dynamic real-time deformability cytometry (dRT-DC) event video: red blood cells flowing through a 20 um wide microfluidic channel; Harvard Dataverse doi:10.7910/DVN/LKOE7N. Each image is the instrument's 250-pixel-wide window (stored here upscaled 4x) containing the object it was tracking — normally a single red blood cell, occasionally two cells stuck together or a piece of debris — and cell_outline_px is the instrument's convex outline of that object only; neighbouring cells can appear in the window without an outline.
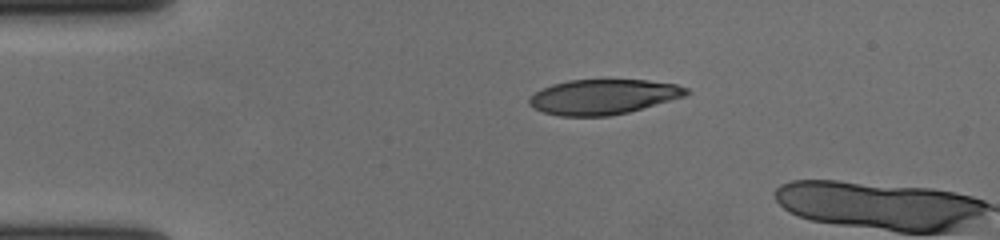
{"species": "human", "species_latin": "Homo sapiens", "temperature_condition": "cold", "stored_images_in_passage": 4, "camera_frame_rate_fps": 3000, "um_per_image_px": 0.085, "donor": {"sex": "female"}, "frame": {"image": 1, "passage_image": 1, "time_ms": 0.0, "image_size_px": [1000, 240], "cell_outline_px": [[692, 92], [684, 96], [628, 112], [608, 116], [560, 116], [544, 112], [528, 104], [528, 100], [536, 92], [552, 84], [568, 80], [648, 80], [676, 84], [688, 88]], "centroid_in_image_um": [51.29, 8.22], "position_along_channel_um": 33.7, "area_um2": 31.79}}